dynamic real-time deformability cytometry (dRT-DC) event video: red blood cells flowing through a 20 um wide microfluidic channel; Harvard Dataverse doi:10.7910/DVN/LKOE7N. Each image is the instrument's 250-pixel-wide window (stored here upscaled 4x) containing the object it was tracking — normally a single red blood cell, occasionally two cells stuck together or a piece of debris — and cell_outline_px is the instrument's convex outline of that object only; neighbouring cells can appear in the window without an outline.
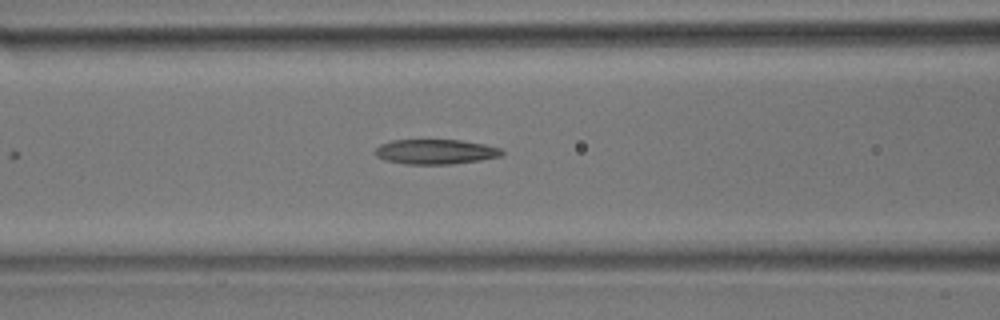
{"species": "common noctule bat (a hibernating species)", "species_latin": "Nyctalus noctula", "temperature_condition": "room temperature", "stored_images_in_passage": 3, "camera_frame_rate_fps": 3000, "um_per_image_px": 0.085, "animal": {"sex": "male", "body_mass_g": 17.9}, "frame": {"image": 1, "passage_image": 3, "time_ms": 0.667, "image_size_px": [1000, 320], "cell_outline_px": [[504, 152], [500, 156], [480, 160], [452, 164], [404, 164], [384, 160], [376, 156], [376, 148], [380, 144], [392, 140], [460, 140], [484, 144], [500, 148]], "centroid_in_image_um": [37.0, 12.9], "position_along_channel_um": 129.6, "area_um2": 18.32}}